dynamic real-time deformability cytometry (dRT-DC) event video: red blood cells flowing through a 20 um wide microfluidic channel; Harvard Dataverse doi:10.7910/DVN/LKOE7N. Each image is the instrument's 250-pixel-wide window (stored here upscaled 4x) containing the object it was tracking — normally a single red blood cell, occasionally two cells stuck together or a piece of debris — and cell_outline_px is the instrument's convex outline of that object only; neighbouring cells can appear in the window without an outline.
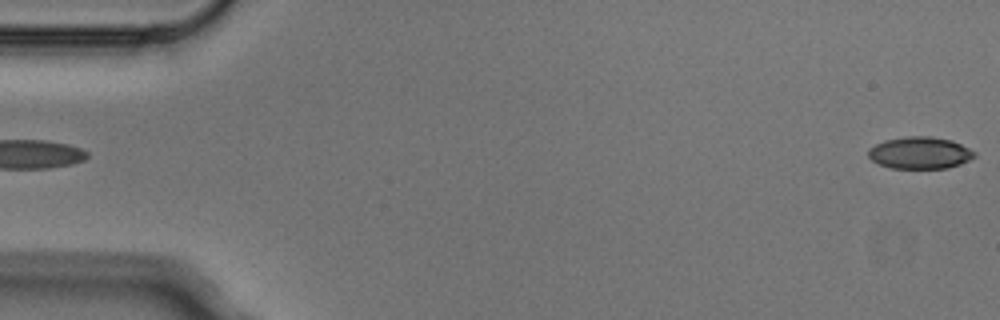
{"species": "Egyptian fruit bat (a non-hibernating species)", "species_latin": "Rousettus aegyptiacus", "temperature_condition": "cold", "stored_images_in_passage": 5, "segment_of_instrument_passage": [2, 2], "camera_frame_rate_fps": 3000, "um_per_image_px": 0.085, "animal": {"sex": "male"}, "frame": {"image": 1, "passage_image": 5, "time_ms": 1.333, "image_size_px": [1000, 320], "cell_outline_px": [[976, 156], [960, 164], [948, 168], [892, 168], [880, 164], [872, 160], [868, 156], [868, 148], [884, 140], [908, 136], [932, 136], [952, 140], [976, 152]], "centroid_in_image_um": [78.19, 12.98], "position_along_channel_um": 6.8, "area_um2": 19.77}}